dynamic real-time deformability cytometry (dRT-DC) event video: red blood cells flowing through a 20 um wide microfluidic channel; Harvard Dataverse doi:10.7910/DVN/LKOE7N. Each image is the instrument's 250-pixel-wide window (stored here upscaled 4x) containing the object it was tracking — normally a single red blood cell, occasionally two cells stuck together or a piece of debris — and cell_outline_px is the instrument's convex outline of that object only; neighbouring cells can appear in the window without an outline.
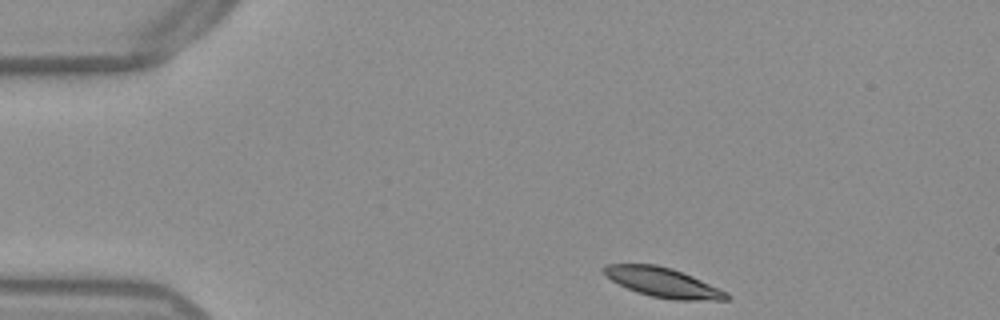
{"species": "Egyptian fruit bat (a non-hibernating species)", "species_latin": "Rousettus aegyptiacus", "temperature_condition": "warm", "stored_images_in_passage": 45, "camera_frame_rate_fps": 3000, "um_per_image_px": 0.085, "frame": {"image": 1, "passage_image": 1, "time_ms": 0.0, "image_size_px": [1000, 320], "cell_outline_px": [[732, 296], [728, 300], [672, 300], [652, 296], [636, 292], [604, 276], [600, 268], [604, 264], [656, 264], [672, 268], [692, 276], [728, 292]], "centroid_in_image_um": [56.34, 24.0], "position_along_channel_um": 28.7, "area_um2": 21.27}}
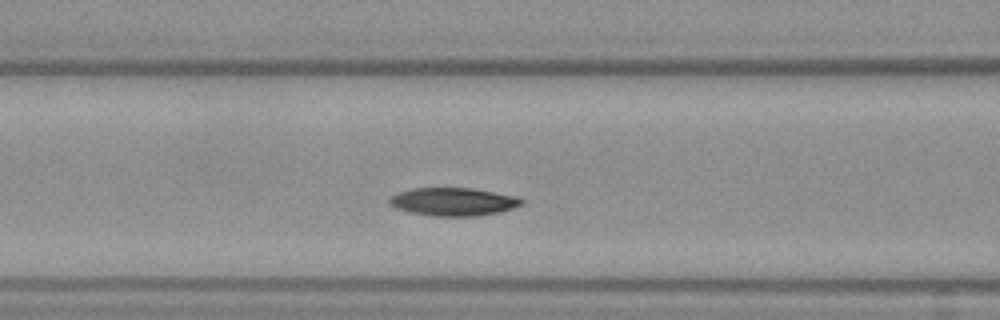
{"frame": {"image": 2, "passage_image": 14, "time_ms": 4.333, "image_size_px": [1000, 320], "cell_outline_px": [[524, 204], [500, 212], [476, 216], [432, 216], [412, 212], [396, 208], [388, 204], [388, 200], [392, 196], [400, 192], [412, 188], [472, 188], [520, 196], [524, 200]], "centroid_in_image_um": [38.58, 17.14], "position_along_channel_um": 128.0, "area_um2": 21.73}}
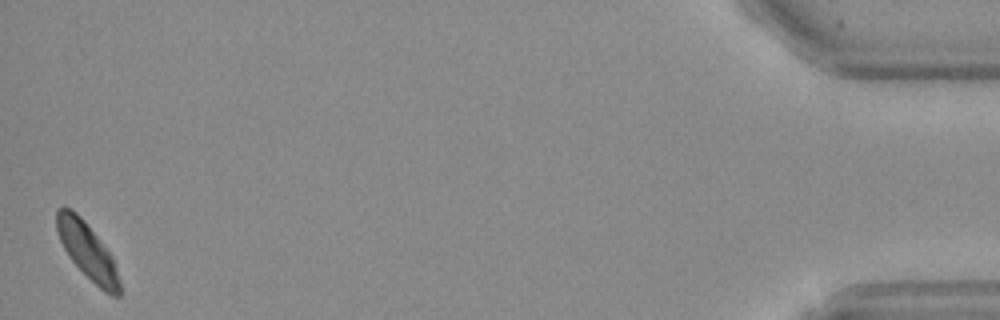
{"frame": {"image": 3, "passage_image": 45, "time_ms": 14.667, "image_size_px": [1000, 320], "cell_outline_px": [[120, 296], [112, 296], [104, 292], [68, 256], [56, 232], [56, 208], [64, 204], [76, 212], [84, 220], [112, 256], [116, 268], [120, 284]], "centroid_in_image_um": [7.39, 21.27], "position_along_channel_um": 427.8, "area_um2": 20.4}}